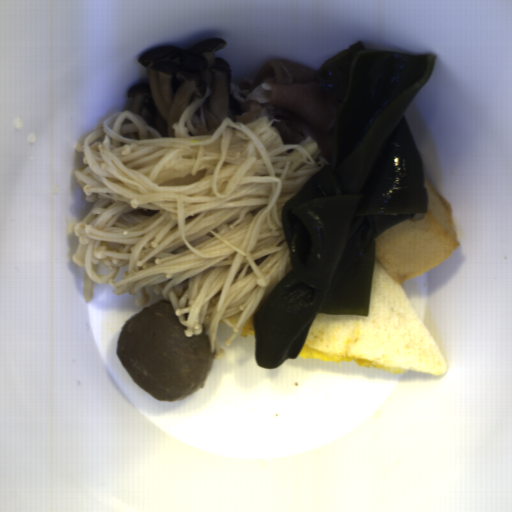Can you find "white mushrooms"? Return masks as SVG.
<instances>
[{
    "label": "white mushrooms",
    "instance_id": "1",
    "mask_svg": "<svg viewBox=\"0 0 512 512\" xmlns=\"http://www.w3.org/2000/svg\"><path fill=\"white\" fill-rule=\"evenodd\" d=\"M227 42L211 37L188 49L162 46L138 57L147 82L129 87L128 111L139 115L163 137L175 138L172 125L197 99L202 102L205 126L217 130L229 117L233 70L224 58L216 57Z\"/></svg>",
    "mask_w": 512,
    "mask_h": 512
},
{
    "label": "white mushrooms",
    "instance_id": "2",
    "mask_svg": "<svg viewBox=\"0 0 512 512\" xmlns=\"http://www.w3.org/2000/svg\"><path fill=\"white\" fill-rule=\"evenodd\" d=\"M123 137L128 140H139L140 139L138 131H133L130 133L123 134Z\"/></svg>",
    "mask_w": 512,
    "mask_h": 512
}]
</instances>
